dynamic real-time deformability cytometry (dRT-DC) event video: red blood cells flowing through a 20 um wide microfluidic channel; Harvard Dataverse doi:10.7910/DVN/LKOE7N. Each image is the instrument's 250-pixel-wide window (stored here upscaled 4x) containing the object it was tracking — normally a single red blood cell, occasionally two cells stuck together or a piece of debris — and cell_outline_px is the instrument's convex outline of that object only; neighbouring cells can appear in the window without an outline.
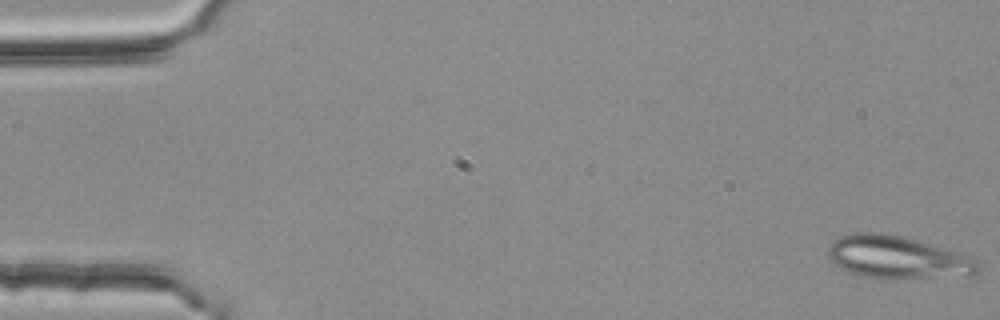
{"species": "common noctule bat (a hibernating species)", "species_latin": "Nyctalus noctula", "temperature_condition": "room temperature", "stored_images_in_passage": 53, "camera_frame_rate_fps": 3000, "um_per_image_px": 0.085, "animal": {"sex": "female", "body_mass_g": 25.1}, "frame": {"image": 1, "passage_image": 1, "time_ms": 0.0, "image_size_px": [1000, 320], "cell_outline_px": [[980, 272], [972, 276], [896, 280], [880, 280], [848, 272], [836, 264], [828, 256], [828, 248], [840, 236], [856, 232], [888, 232], [904, 236], [960, 252], [972, 256], [980, 260]], "centroid_in_image_um": [76.4, 21.9], "position_along_channel_um": 8.6, "area_um2": 38.55}}
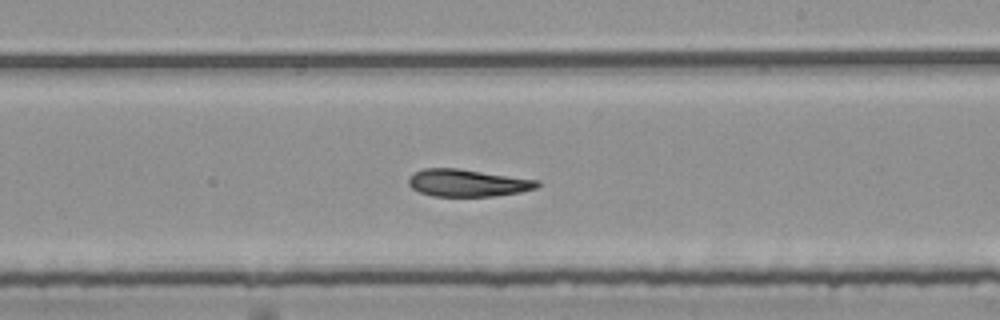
{"frame": {"image": 2, "passage_image": 32, "time_ms": 10.333, "image_size_px": [1000, 320], "cell_outline_px": [[540, 184], [536, 188], [520, 192], [496, 196], [432, 196], [420, 192], [412, 188], [408, 184], [408, 180], [416, 172], [424, 168], [456, 168], [540, 180]], "centroid_in_image_um": [39.77, 15.55], "position_along_channel_um": 249.2, "area_um2": 20.35}}
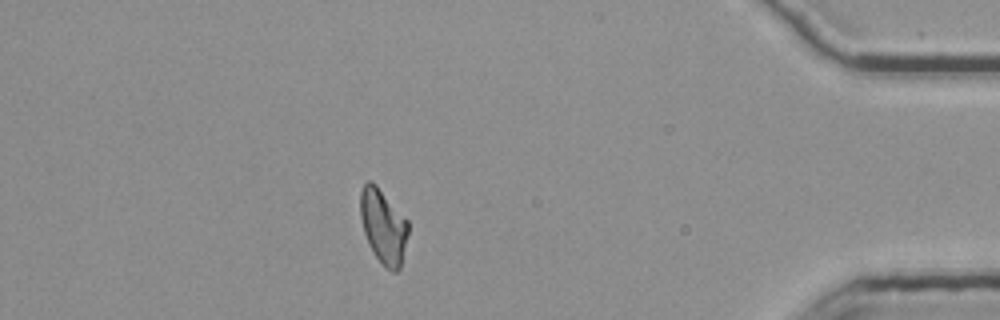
{"frame": {"image": 3, "passage_image": 48, "time_ms": 15.667, "image_size_px": [1000, 320], "cell_outline_px": [[408, 232], [400, 268], [396, 272], [392, 272], [384, 268], [368, 244], [364, 232], [360, 216], [360, 192], [364, 184], [368, 180], [372, 180], [376, 184], [408, 220]], "centroid_in_image_um": [32.57, 19.23], "position_along_channel_um": 402.6, "area_um2": 20.81}, "authors_computed_cell_mechanics": {"area_um2": 21.2704, "velocity_mm_per_s": 3.7584, "shape_relaxation_time_tau1_ms": null, "shape_relaxation_time_tau2_ms": 8.5207, "deformation_change_tau1": null, "deformation_change_tau2": 0.1825}}